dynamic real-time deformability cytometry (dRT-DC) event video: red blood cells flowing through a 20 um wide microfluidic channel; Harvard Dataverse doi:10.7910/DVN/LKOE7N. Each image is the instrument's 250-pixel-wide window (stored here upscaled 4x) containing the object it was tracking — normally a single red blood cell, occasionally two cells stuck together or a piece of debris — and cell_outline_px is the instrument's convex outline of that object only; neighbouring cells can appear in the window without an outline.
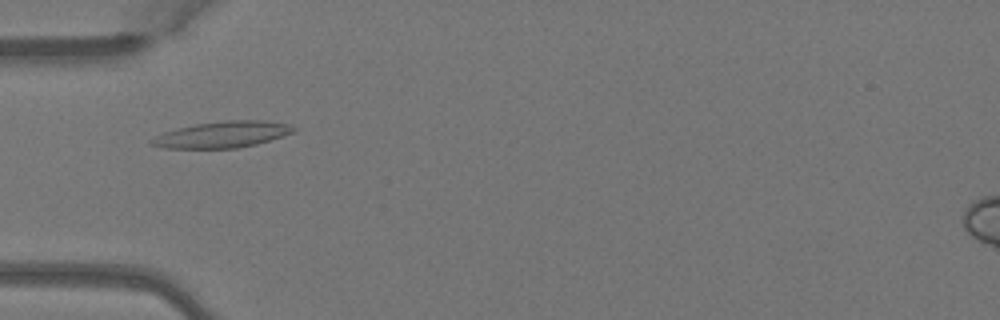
{"species": "Egyptian fruit bat (a non-hibernating species)", "species_latin": "Rousettus aegyptiacus", "temperature_condition": "warm", "stored_images_in_passage": 5, "camera_frame_rate_fps": 3000, "um_per_image_px": 0.085, "animal": {"sex": "female"}, "frame": {"image": 1, "passage_image": 4, "time_ms": 1.0, "image_size_px": [1000, 320], "cell_outline_px": [[296, 132], [256, 144], [236, 148], [164, 148], [148, 144], [148, 140], [164, 132], [196, 124], [228, 120], [264, 120], [292, 124], [296, 128]], "centroid_in_image_um": [18.93, 11.43], "position_along_channel_um": 66.1, "area_um2": 21.79}}
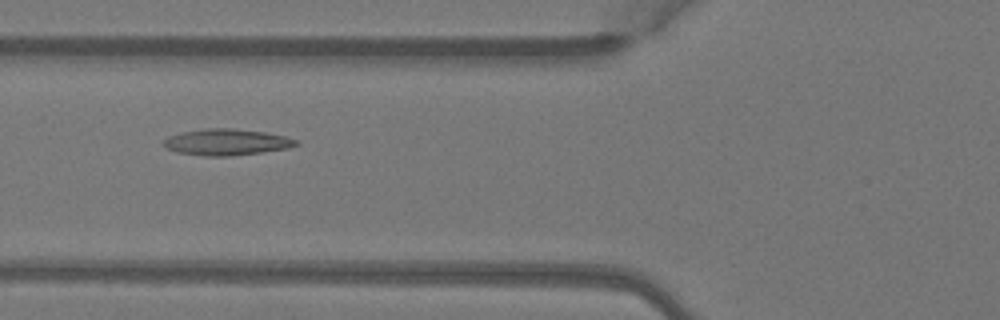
{"frame": {"image": 2, "passage_image": 5, "time_ms": 1.333, "image_size_px": [1000, 320], "cell_outline_px": [[300, 144], [288, 148], [232, 156], [204, 156], [176, 152], [164, 148], [164, 140], [168, 136], [184, 132], [204, 128], [232, 128], [264, 132], [284, 136], [296, 140]], "centroid_in_image_um": [19.23, 12.08], "position_along_channel_um": 106.6, "area_um2": 20.23}}